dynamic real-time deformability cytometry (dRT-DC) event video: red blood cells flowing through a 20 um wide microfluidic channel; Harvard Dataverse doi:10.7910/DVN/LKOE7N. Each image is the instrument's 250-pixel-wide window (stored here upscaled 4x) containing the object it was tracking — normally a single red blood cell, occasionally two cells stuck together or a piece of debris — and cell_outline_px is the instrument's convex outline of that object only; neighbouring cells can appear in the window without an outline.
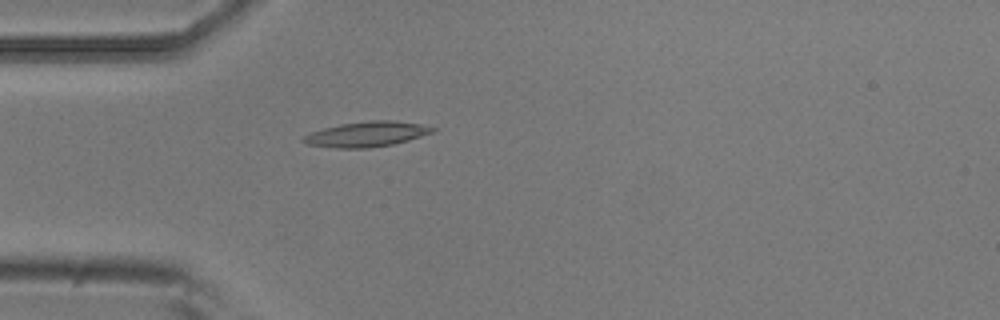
{"species": "common noctule bat (a hibernating species)", "species_latin": "Nyctalus noctula", "temperature_condition": "room temperature", "stored_images_in_passage": 5, "camera_frame_rate_fps": 3000, "um_per_image_px": 0.085, "animal": {"sex": "male", "body_mass_g": 20.5, "forearm_length_mm": 52.5}, "frame": {"image": 1, "passage_image": 5, "time_ms": 1.333, "image_size_px": [1000, 320], "cell_outline_px": [[440, 128], [436, 132], [408, 140], [392, 144], [368, 148], [332, 148], [308, 144], [300, 140], [308, 132], [340, 124], [368, 120], [396, 120], [420, 124]], "centroid_in_image_um": [31.19, 11.39], "position_along_channel_um": 53.8, "area_um2": 19.25}}